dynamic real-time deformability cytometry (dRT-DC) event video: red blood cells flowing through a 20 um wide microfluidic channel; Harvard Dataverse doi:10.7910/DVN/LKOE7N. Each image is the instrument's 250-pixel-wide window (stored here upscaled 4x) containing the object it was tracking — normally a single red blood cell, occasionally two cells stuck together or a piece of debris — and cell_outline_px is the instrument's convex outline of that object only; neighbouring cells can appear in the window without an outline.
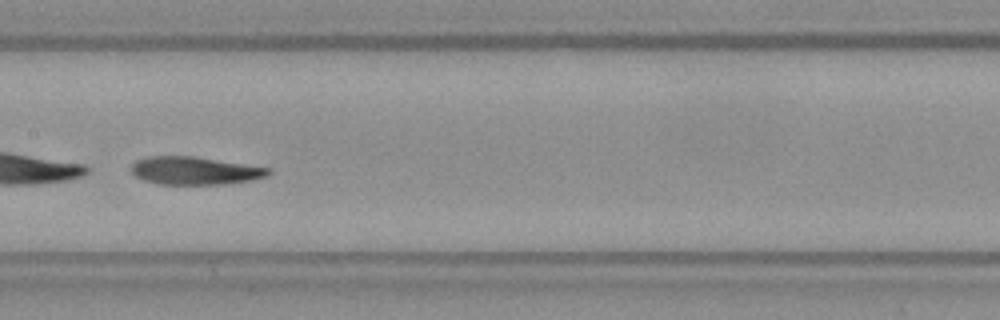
{"species": "Egyptian fruit bat (a non-hibernating species)", "species_latin": "Rousettus aegyptiacus", "temperature_condition": "warm", "stored_images_in_passage": 54, "camera_frame_rate_fps": 3000, "um_per_image_px": 0.085, "frame": {"image": 1, "passage_image": 28, "time_ms": 9.0, "image_size_px": [1000, 320], "cell_outline_px": [[272, 172], [268, 176], [252, 180], [224, 184], [156, 184], [144, 180], [136, 176], [132, 172], [132, 164], [136, 160], [144, 156], [196, 156], [272, 168]], "centroid_in_image_um": [16.59, 14.5], "position_along_channel_um": 190.8, "area_um2": 22.54}}